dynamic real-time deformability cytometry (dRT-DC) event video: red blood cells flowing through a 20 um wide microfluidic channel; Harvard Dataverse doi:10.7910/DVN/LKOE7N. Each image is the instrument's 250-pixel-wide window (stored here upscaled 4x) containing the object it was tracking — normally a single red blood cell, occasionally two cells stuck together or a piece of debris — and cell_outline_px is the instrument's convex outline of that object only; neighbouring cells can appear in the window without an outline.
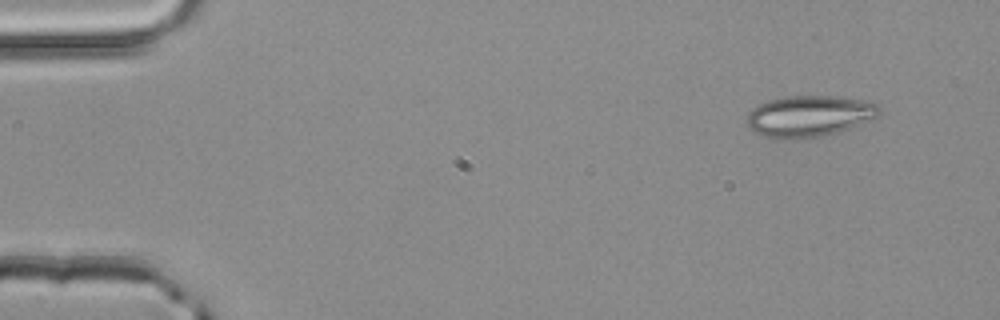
{"species": "common noctule bat (a hibernating species)", "species_latin": "Nyctalus noctula", "temperature_condition": "room temperature", "stored_images_in_passage": 3, "camera_frame_rate_fps": 3000, "um_per_image_px": 0.085, "animal": {"sex": "male", "body_mass_g": 20.4}, "frame": {"image": 1, "passage_image": 1, "time_ms": 0.0, "image_size_px": [1000, 320], "cell_outline_px": [[880, 112], [876, 116], [840, 132], [824, 136], [800, 140], [780, 140], [764, 136], [752, 132], [748, 128], [748, 112], [752, 108], [760, 104], [772, 100], [788, 96], [832, 96], [860, 100], [880, 104]], "centroid_in_image_um": [68.74, 9.91], "position_along_channel_um": 16.3, "area_um2": 31.96}}